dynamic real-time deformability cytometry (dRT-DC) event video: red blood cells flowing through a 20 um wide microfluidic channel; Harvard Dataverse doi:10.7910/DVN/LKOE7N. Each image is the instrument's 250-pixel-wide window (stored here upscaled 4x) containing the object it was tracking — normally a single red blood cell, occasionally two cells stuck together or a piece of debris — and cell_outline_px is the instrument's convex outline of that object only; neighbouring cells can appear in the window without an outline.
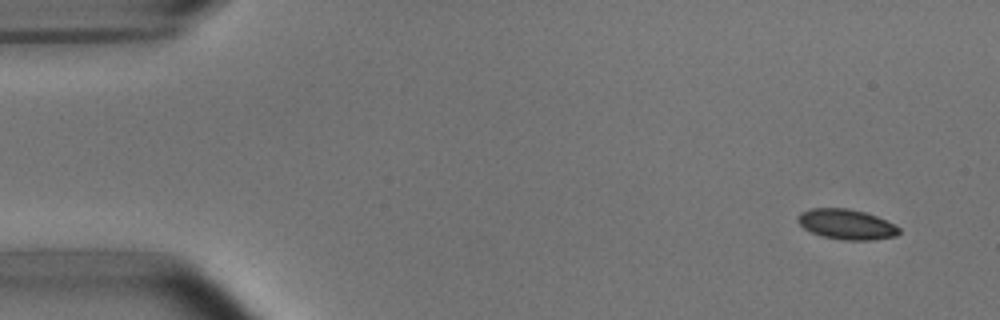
{"species": "common noctule bat (a hibernating species)", "species_latin": "Nyctalus noctula", "temperature_condition": "room temperature", "stored_images_in_passage": 4, "camera_frame_rate_fps": 3000, "um_per_image_px": 0.085, "animal": {"sex": "male", "body_mass_g": 15.6}, "frame": {"image": 1, "passage_image": 1, "time_ms": 0.0, "image_size_px": [1000, 320], "cell_outline_px": [[900, 232], [896, 236], [872, 240], [844, 240], [820, 236], [804, 228], [796, 220], [796, 216], [800, 212], [812, 208], [848, 208], [864, 212], [876, 216], [900, 228]], "centroid_in_image_um": [71.91, 19.07], "position_along_channel_um": 13.1, "area_um2": 17.8}}
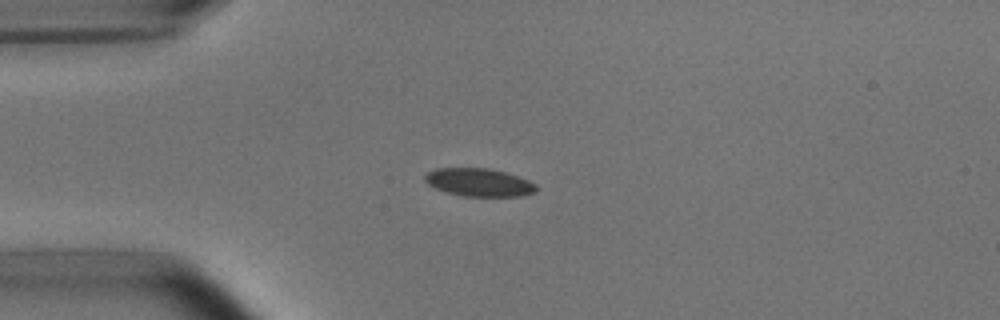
{"frame": {"image": 2, "passage_image": 4, "time_ms": 3.333, "image_size_px": [1000, 320], "cell_outline_px": [[536, 192], [524, 196], [460, 196], [444, 192], [428, 184], [424, 180], [424, 176], [428, 172], [436, 168], [488, 168], [504, 172], [528, 180], [536, 184]], "centroid_in_image_um": [40.7, 15.51], "position_along_channel_um": 44.3, "area_um2": 18.21}}